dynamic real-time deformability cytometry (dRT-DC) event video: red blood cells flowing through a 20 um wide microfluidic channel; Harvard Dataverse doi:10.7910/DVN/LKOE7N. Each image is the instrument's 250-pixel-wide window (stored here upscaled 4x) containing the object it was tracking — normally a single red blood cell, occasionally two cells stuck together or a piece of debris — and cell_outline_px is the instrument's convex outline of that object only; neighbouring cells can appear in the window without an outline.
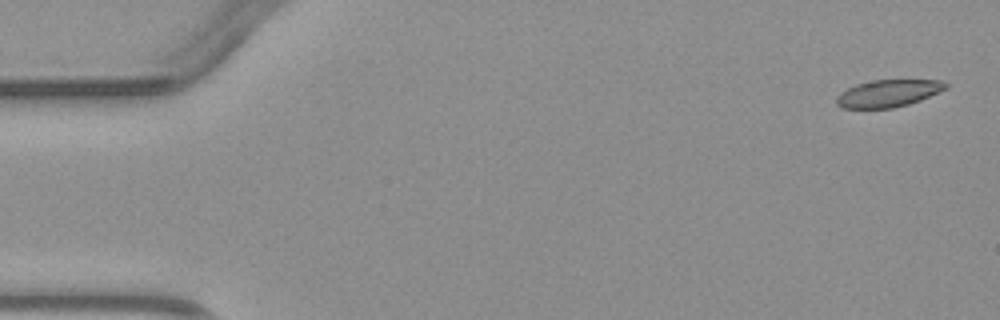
{"species": "common noctule bat (a hibernating species)", "species_latin": "Nyctalus noctula", "temperature_condition": "warm", "stored_images_in_passage": 4, "camera_frame_rate_fps": 3000, "um_per_image_px": 0.085, "animal": {"sex": "male", "body_mass_g": 23.1, "forearm_length_mm": 52.7}, "frame": {"image": 1, "passage_image": 1, "time_ms": 0.0, "image_size_px": [1000, 320], "cell_outline_px": [[948, 88], [920, 100], [908, 104], [892, 108], [840, 108], [836, 104], [836, 96], [840, 92], [856, 84], [872, 80], [944, 80], [948, 84]], "centroid_in_image_um": [75.49, 7.93], "position_along_channel_um": 9.5, "area_um2": 17.4}}
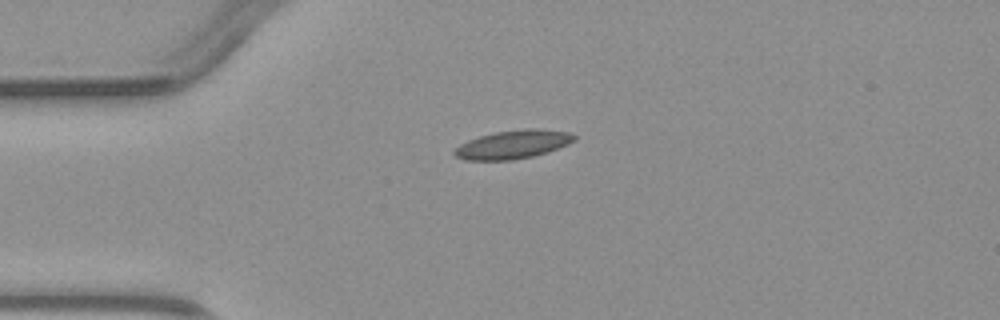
{"frame": {"image": 2, "passage_image": 4, "time_ms": 3.333, "image_size_px": [1000, 320], "cell_outline_px": [[576, 140], [568, 144], [548, 152], [532, 156], [512, 160], [464, 160], [456, 156], [452, 152], [460, 144], [468, 140], [480, 136], [496, 132], [524, 128], [536, 128], [568, 132], [576, 136]], "centroid_in_image_um": [43.61, 12.28], "position_along_channel_um": 41.4, "area_um2": 19.88}}